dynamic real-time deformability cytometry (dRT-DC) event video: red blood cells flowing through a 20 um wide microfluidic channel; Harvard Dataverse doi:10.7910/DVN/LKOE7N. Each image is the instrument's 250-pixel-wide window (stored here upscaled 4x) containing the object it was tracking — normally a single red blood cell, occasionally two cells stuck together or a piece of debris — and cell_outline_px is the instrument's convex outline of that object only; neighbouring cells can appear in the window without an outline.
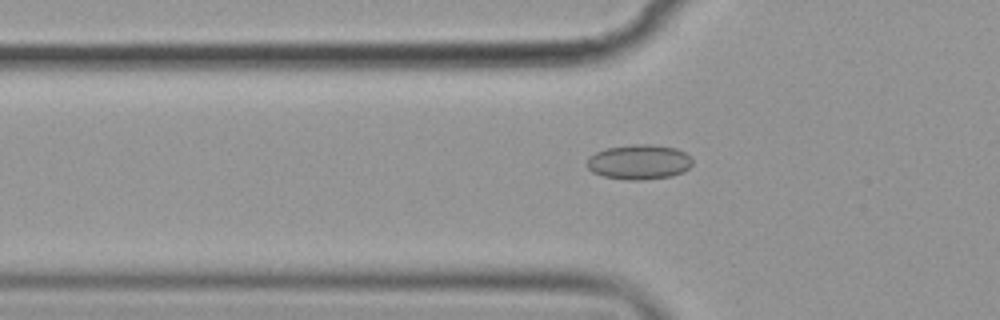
{"species": "common noctule bat (a hibernating species)", "species_latin": "Nyctalus noctula", "temperature_condition": "cold", "stored_images_in_passage": 52, "camera_frame_rate_fps": 3000, "um_per_image_px": 0.085, "animal": {"sex": "female", "body_mass_g": 19.9}, "frame": {"image": 1, "passage_image": 19, "time_ms": 6.0, "image_size_px": [1000, 320], "cell_outline_px": [[692, 164], [684, 172], [672, 176], [644, 180], [628, 180], [604, 176], [592, 172], [588, 168], [588, 156], [604, 148], [632, 144], [652, 144], [676, 148], [684, 152], [692, 160]], "centroid_in_image_um": [54.32, 13.76], "position_along_channel_um": 71.5, "area_um2": 21.56}}
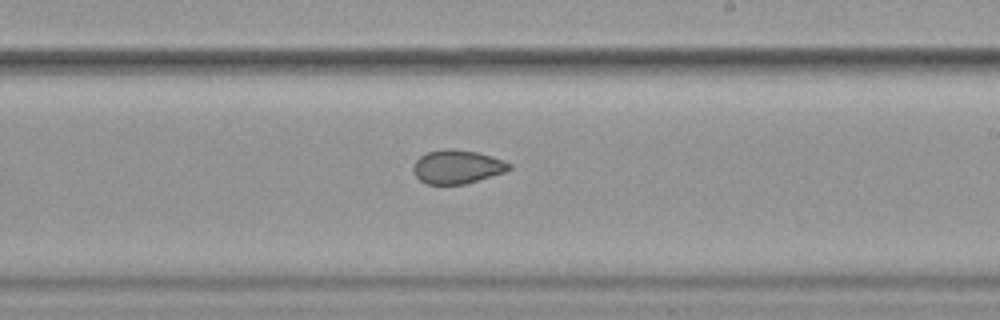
{"frame": {"image": 2, "passage_image": 34, "time_ms": 11.0, "image_size_px": [1000, 320], "cell_outline_px": [[512, 168], [504, 172], [464, 184], [428, 184], [420, 180], [416, 176], [412, 168], [416, 160], [420, 156], [428, 152], [444, 148], [452, 148], [476, 152], [504, 160], [512, 164]], "centroid_in_image_um": [38.85, 14.17], "position_along_channel_um": 250.1, "area_um2": 18.73}}
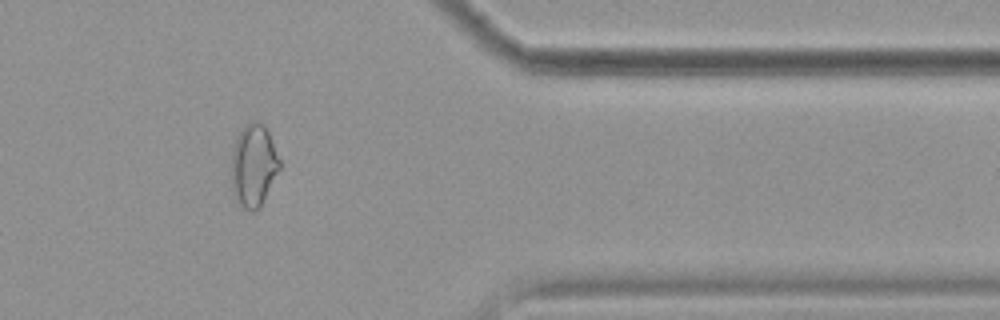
{"frame": {"image": 3, "passage_image": 47, "time_ms": 15.333, "image_size_px": [1000, 320], "cell_outline_px": [[280, 168], [260, 208], [256, 212], [252, 212], [244, 208], [240, 204], [232, 192], [232, 152], [236, 140], [244, 124], [252, 120], [256, 120], [264, 124], [268, 132], [280, 160]], "centroid_in_image_um": [21.56, 14.07], "position_along_channel_um": 389.8, "area_um2": 23.12}}